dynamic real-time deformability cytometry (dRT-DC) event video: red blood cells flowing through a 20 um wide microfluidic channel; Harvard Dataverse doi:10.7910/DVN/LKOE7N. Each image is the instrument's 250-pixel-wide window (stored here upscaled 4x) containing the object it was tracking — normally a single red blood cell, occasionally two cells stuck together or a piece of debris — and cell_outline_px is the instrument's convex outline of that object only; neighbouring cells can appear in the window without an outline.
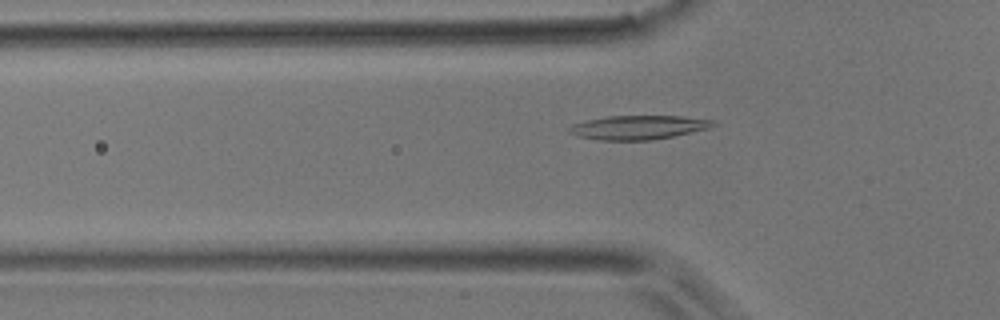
{"species": "common noctule bat (a hibernating species)", "species_latin": "Nyctalus noctula", "temperature_condition": "room temperature", "stored_images_in_passage": 44, "camera_frame_rate_fps": 3000, "um_per_image_px": 0.085, "animal": {"sex": "male", "body_mass_g": 17.9}, "frame": {"image": 1, "passage_image": 13, "time_ms": 4.0, "image_size_px": [1000, 320], "cell_outline_px": [[716, 124], [708, 128], [672, 136], [648, 140], [600, 140], [580, 136], [568, 132], [568, 128], [572, 124], [604, 116], [680, 116], [716, 120]], "centroid_in_image_um": [54.25, 10.82], "position_along_channel_um": 71.6, "area_um2": 19.88}}
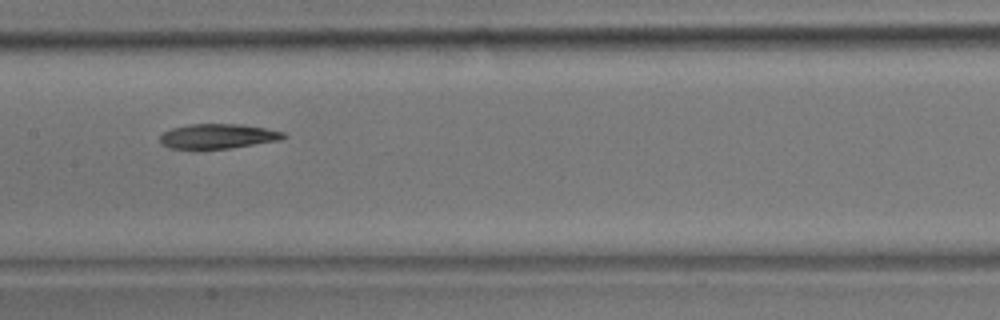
{"frame": {"image": 2, "passage_image": 21, "time_ms": 6.667, "image_size_px": [1000, 320], "cell_outline_px": [[288, 136], [280, 140], [228, 148], [168, 148], [160, 144], [160, 136], [164, 132], [172, 128], [188, 124], [240, 124], [264, 128], [284, 132]], "centroid_in_image_um": [18.51, 11.57], "position_along_channel_um": 188.9, "area_um2": 17.63}}
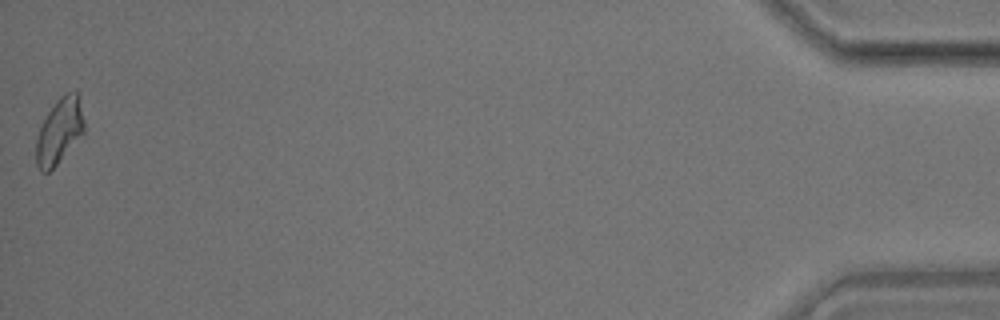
{"frame": {"image": 3, "passage_image": 44, "time_ms": 14.333, "image_size_px": [1000, 320], "cell_outline_px": [[84, 132], [56, 164], [48, 172], [40, 172], [36, 164], [36, 140], [40, 128], [48, 112], [56, 100], [60, 96], [68, 92], [76, 92], [80, 96], [84, 120]], "centroid_in_image_um": [5.05, 11.11], "position_along_channel_um": 430.1, "area_um2": 18.09}}